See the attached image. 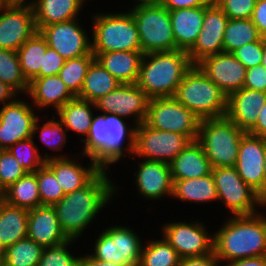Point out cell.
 I'll return each instance as SVG.
<instances>
[{"mask_svg": "<svg viewBox=\"0 0 266 266\" xmlns=\"http://www.w3.org/2000/svg\"><path fill=\"white\" fill-rule=\"evenodd\" d=\"M243 87L266 93V69L262 65L248 68Z\"/></svg>", "mask_w": 266, "mask_h": 266, "instance_id": "49", "label": "cell"}, {"mask_svg": "<svg viewBox=\"0 0 266 266\" xmlns=\"http://www.w3.org/2000/svg\"><path fill=\"white\" fill-rule=\"evenodd\" d=\"M66 135L63 130V125L61 122L49 120L47 121L40 131L41 141L47 145L51 150H59L62 144H65ZM61 146V147H60Z\"/></svg>", "mask_w": 266, "mask_h": 266, "instance_id": "47", "label": "cell"}, {"mask_svg": "<svg viewBox=\"0 0 266 266\" xmlns=\"http://www.w3.org/2000/svg\"><path fill=\"white\" fill-rule=\"evenodd\" d=\"M193 65L183 50L143 54L136 84L150 99L173 97Z\"/></svg>", "mask_w": 266, "mask_h": 266, "instance_id": "3", "label": "cell"}, {"mask_svg": "<svg viewBox=\"0 0 266 266\" xmlns=\"http://www.w3.org/2000/svg\"><path fill=\"white\" fill-rule=\"evenodd\" d=\"M79 266H122L114 262L101 261L93 258L91 255L82 257Z\"/></svg>", "mask_w": 266, "mask_h": 266, "instance_id": "55", "label": "cell"}, {"mask_svg": "<svg viewBox=\"0 0 266 266\" xmlns=\"http://www.w3.org/2000/svg\"><path fill=\"white\" fill-rule=\"evenodd\" d=\"M92 53L141 51L138 28L132 13L95 15Z\"/></svg>", "mask_w": 266, "mask_h": 266, "instance_id": "7", "label": "cell"}, {"mask_svg": "<svg viewBox=\"0 0 266 266\" xmlns=\"http://www.w3.org/2000/svg\"><path fill=\"white\" fill-rule=\"evenodd\" d=\"M76 19L43 27L39 32L47 45L56 50L64 59L78 58L92 52V43Z\"/></svg>", "mask_w": 266, "mask_h": 266, "instance_id": "16", "label": "cell"}, {"mask_svg": "<svg viewBox=\"0 0 266 266\" xmlns=\"http://www.w3.org/2000/svg\"><path fill=\"white\" fill-rule=\"evenodd\" d=\"M72 241L70 239L54 247H45L38 266H79L81 258L73 257L66 248Z\"/></svg>", "mask_w": 266, "mask_h": 266, "instance_id": "43", "label": "cell"}, {"mask_svg": "<svg viewBox=\"0 0 266 266\" xmlns=\"http://www.w3.org/2000/svg\"><path fill=\"white\" fill-rule=\"evenodd\" d=\"M261 65L266 69V38H263V56Z\"/></svg>", "mask_w": 266, "mask_h": 266, "instance_id": "58", "label": "cell"}, {"mask_svg": "<svg viewBox=\"0 0 266 266\" xmlns=\"http://www.w3.org/2000/svg\"><path fill=\"white\" fill-rule=\"evenodd\" d=\"M173 180L196 179L209 175L212 167L201 144L194 140L170 163Z\"/></svg>", "mask_w": 266, "mask_h": 266, "instance_id": "26", "label": "cell"}, {"mask_svg": "<svg viewBox=\"0 0 266 266\" xmlns=\"http://www.w3.org/2000/svg\"><path fill=\"white\" fill-rule=\"evenodd\" d=\"M121 84L95 59L88 68L78 98L94 103L100 97L117 89Z\"/></svg>", "mask_w": 266, "mask_h": 266, "instance_id": "31", "label": "cell"}, {"mask_svg": "<svg viewBox=\"0 0 266 266\" xmlns=\"http://www.w3.org/2000/svg\"><path fill=\"white\" fill-rule=\"evenodd\" d=\"M265 102V92L243 87L228 96L226 117L248 133L255 126Z\"/></svg>", "mask_w": 266, "mask_h": 266, "instance_id": "21", "label": "cell"}, {"mask_svg": "<svg viewBox=\"0 0 266 266\" xmlns=\"http://www.w3.org/2000/svg\"><path fill=\"white\" fill-rule=\"evenodd\" d=\"M218 264L219 260L213 252L199 257L181 258L179 266H218Z\"/></svg>", "mask_w": 266, "mask_h": 266, "instance_id": "52", "label": "cell"}, {"mask_svg": "<svg viewBox=\"0 0 266 266\" xmlns=\"http://www.w3.org/2000/svg\"><path fill=\"white\" fill-rule=\"evenodd\" d=\"M200 121L174 97H163L149 100L144 123L157 130L186 135L194 141L198 138Z\"/></svg>", "mask_w": 266, "mask_h": 266, "instance_id": "9", "label": "cell"}, {"mask_svg": "<svg viewBox=\"0 0 266 266\" xmlns=\"http://www.w3.org/2000/svg\"><path fill=\"white\" fill-rule=\"evenodd\" d=\"M106 175L102 169L87 185L65 194L53 205L61 229L69 239L78 238L112 197L114 186Z\"/></svg>", "mask_w": 266, "mask_h": 266, "instance_id": "1", "label": "cell"}, {"mask_svg": "<svg viewBox=\"0 0 266 266\" xmlns=\"http://www.w3.org/2000/svg\"><path fill=\"white\" fill-rule=\"evenodd\" d=\"M213 237V252L219 261L266 256V217H232Z\"/></svg>", "mask_w": 266, "mask_h": 266, "instance_id": "2", "label": "cell"}, {"mask_svg": "<svg viewBox=\"0 0 266 266\" xmlns=\"http://www.w3.org/2000/svg\"><path fill=\"white\" fill-rule=\"evenodd\" d=\"M28 212L0 198V240L5 247L27 238Z\"/></svg>", "mask_w": 266, "mask_h": 266, "instance_id": "30", "label": "cell"}, {"mask_svg": "<svg viewBox=\"0 0 266 266\" xmlns=\"http://www.w3.org/2000/svg\"><path fill=\"white\" fill-rule=\"evenodd\" d=\"M142 57L141 51H114L99 53L95 59L123 84L137 83Z\"/></svg>", "mask_w": 266, "mask_h": 266, "instance_id": "29", "label": "cell"}, {"mask_svg": "<svg viewBox=\"0 0 266 266\" xmlns=\"http://www.w3.org/2000/svg\"><path fill=\"white\" fill-rule=\"evenodd\" d=\"M64 59L56 50L48 47L44 56L43 67L34 78H43L51 75H58L65 64Z\"/></svg>", "mask_w": 266, "mask_h": 266, "instance_id": "48", "label": "cell"}, {"mask_svg": "<svg viewBox=\"0 0 266 266\" xmlns=\"http://www.w3.org/2000/svg\"><path fill=\"white\" fill-rule=\"evenodd\" d=\"M83 2L84 0H37L28 6L32 7L35 26L39 32L45 26L76 19Z\"/></svg>", "mask_w": 266, "mask_h": 266, "instance_id": "27", "label": "cell"}, {"mask_svg": "<svg viewBox=\"0 0 266 266\" xmlns=\"http://www.w3.org/2000/svg\"><path fill=\"white\" fill-rule=\"evenodd\" d=\"M139 193L149 199H158L164 194L172 195L173 179L170 164L145 160L136 175Z\"/></svg>", "mask_w": 266, "mask_h": 266, "instance_id": "25", "label": "cell"}, {"mask_svg": "<svg viewBox=\"0 0 266 266\" xmlns=\"http://www.w3.org/2000/svg\"><path fill=\"white\" fill-rule=\"evenodd\" d=\"M232 54L246 67V69L261 65L263 56V37L241 46L234 50Z\"/></svg>", "mask_w": 266, "mask_h": 266, "instance_id": "46", "label": "cell"}, {"mask_svg": "<svg viewBox=\"0 0 266 266\" xmlns=\"http://www.w3.org/2000/svg\"><path fill=\"white\" fill-rule=\"evenodd\" d=\"M229 19H251L256 0H213Z\"/></svg>", "mask_w": 266, "mask_h": 266, "instance_id": "45", "label": "cell"}, {"mask_svg": "<svg viewBox=\"0 0 266 266\" xmlns=\"http://www.w3.org/2000/svg\"><path fill=\"white\" fill-rule=\"evenodd\" d=\"M0 198L8 204L27 210L41 206L35 172H27L22 178L6 188Z\"/></svg>", "mask_w": 266, "mask_h": 266, "instance_id": "32", "label": "cell"}, {"mask_svg": "<svg viewBox=\"0 0 266 266\" xmlns=\"http://www.w3.org/2000/svg\"><path fill=\"white\" fill-rule=\"evenodd\" d=\"M266 140L246 133L240 142L235 169L241 179L261 197L264 194Z\"/></svg>", "mask_w": 266, "mask_h": 266, "instance_id": "15", "label": "cell"}, {"mask_svg": "<svg viewBox=\"0 0 266 266\" xmlns=\"http://www.w3.org/2000/svg\"><path fill=\"white\" fill-rule=\"evenodd\" d=\"M2 6H5V5L3 4L2 0H0V8H1Z\"/></svg>", "mask_w": 266, "mask_h": 266, "instance_id": "63", "label": "cell"}, {"mask_svg": "<svg viewBox=\"0 0 266 266\" xmlns=\"http://www.w3.org/2000/svg\"><path fill=\"white\" fill-rule=\"evenodd\" d=\"M44 247L28 237L6 247L2 266H38Z\"/></svg>", "mask_w": 266, "mask_h": 266, "instance_id": "37", "label": "cell"}, {"mask_svg": "<svg viewBox=\"0 0 266 266\" xmlns=\"http://www.w3.org/2000/svg\"><path fill=\"white\" fill-rule=\"evenodd\" d=\"M164 238L180 258L213 253L214 237H209L202 224L169 223L163 228Z\"/></svg>", "mask_w": 266, "mask_h": 266, "instance_id": "17", "label": "cell"}, {"mask_svg": "<svg viewBox=\"0 0 266 266\" xmlns=\"http://www.w3.org/2000/svg\"><path fill=\"white\" fill-rule=\"evenodd\" d=\"M17 94L10 86L0 81V103H4V101L11 99Z\"/></svg>", "mask_w": 266, "mask_h": 266, "instance_id": "56", "label": "cell"}, {"mask_svg": "<svg viewBox=\"0 0 266 266\" xmlns=\"http://www.w3.org/2000/svg\"><path fill=\"white\" fill-rule=\"evenodd\" d=\"M94 60L95 56L91 52L89 55L66 60L60 69L58 76L75 97L79 96L88 68Z\"/></svg>", "mask_w": 266, "mask_h": 266, "instance_id": "39", "label": "cell"}, {"mask_svg": "<svg viewBox=\"0 0 266 266\" xmlns=\"http://www.w3.org/2000/svg\"><path fill=\"white\" fill-rule=\"evenodd\" d=\"M0 81L10 86L16 93L28 91L29 81L23 74L16 51L0 48Z\"/></svg>", "mask_w": 266, "mask_h": 266, "instance_id": "38", "label": "cell"}, {"mask_svg": "<svg viewBox=\"0 0 266 266\" xmlns=\"http://www.w3.org/2000/svg\"><path fill=\"white\" fill-rule=\"evenodd\" d=\"M210 1L211 0H161L160 4L171 11L206 6Z\"/></svg>", "mask_w": 266, "mask_h": 266, "instance_id": "51", "label": "cell"}, {"mask_svg": "<svg viewBox=\"0 0 266 266\" xmlns=\"http://www.w3.org/2000/svg\"><path fill=\"white\" fill-rule=\"evenodd\" d=\"M251 20L259 35L266 38V0H256Z\"/></svg>", "mask_w": 266, "mask_h": 266, "instance_id": "50", "label": "cell"}, {"mask_svg": "<svg viewBox=\"0 0 266 266\" xmlns=\"http://www.w3.org/2000/svg\"><path fill=\"white\" fill-rule=\"evenodd\" d=\"M150 98L136 83H123L94 102L95 108L120 117L136 115V126L146 119Z\"/></svg>", "mask_w": 266, "mask_h": 266, "instance_id": "14", "label": "cell"}, {"mask_svg": "<svg viewBox=\"0 0 266 266\" xmlns=\"http://www.w3.org/2000/svg\"><path fill=\"white\" fill-rule=\"evenodd\" d=\"M27 94L31 95L37 106L53 105L57 111L75 98L58 75L33 78L29 82Z\"/></svg>", "mask_w": 266, "mask_h": 266, "instance_id": "28", "label": "cell"}, {"mask_svg": "<svg viewBox=\"0 0 266 266\" xmlns=\"http://www.w3.org/2000/svg\"><path fill=\"white\" fill-rule=\"evenodd\" d=\"M2 2L5 6H28L24 3L25 0H2Z\"/></svg>", "mask_w": 266, "mask_h": 266, "instance_id": "57", "label": "cell"}, {"mask_svg": "<svg viewBox=\"0 0 266 266\" xmlns=\"http://www.w3.org/2000/svg\"><path fill=\"white\" fill-rule=\"evenodd\" d=\"M90 105L95 107L93 102L75 97L60 108L57 113L65 130L70 129L87 137L93 120Z\"/></svg>", "mask_w": 266, "mask_h": 266, "instance_id": "34", "label": "cell"}, {"mask_svg": "<svg viewBox=\"0 0 266 266\" xmlns=\"http://www.w3.org/2000/svg\"><path fill=\"white\" fill-rule=\"evenodd\" d=\"M260 204H262V206H263L264 204L266 205V192L261 196Z\"/></svg>", "mask_w": 266, "mask_h": 266, "instance_id": "62", "label": "cell"}, {"mask_svg": "<svg viewBox=\"0 0 266 266\" xmlns=\"http://www.w3.org/2000/svg\"><path fill=\"white\" fill-rule=\"evenodd\" d=\"M48 47L46 39L37 31L17 50L23 74L29 82L43 67Z\"/></svg>", "mask_w": 266, "mask_h": 266, "instance_id": "35", "label": "cell"}, {"mask_svg": "<svg viewBox=\"0 0 266 266\" xmlns=\"http://www.w3.org/2000/svg\"><path fill=\"white\" fill-rule=\"evenodd\" d=\"M129 130V131H128ZM126 128L123 119L116 114L104 113L93 117L89 133L85 140L84 156L88 155L102 169L105 165L116 163L123 154L122 142L128 135V150L134 151L135 130Z\"/></svg>", "mask_w": 266, "mask_h": 266, "instance_id": "4", "label": "cell"}, {"mask_svg": "<svg viewBox=\"0 0 266 266\" xmlns=\"http://www.w3.org/2000/svg\"><path fill=\"white\" fill-rule=\"evenodd\" d=\"M30 105L14 100L0 110V148L9 149L21 140L34 137L38 129L37 118Z\"/></svg>", "mask_w": 266, "mask_h": 266, "instance_id": "13", "label": "cell"}, {"mask_svg": "<svg viewBox=\"0 0 266 266\" xmlns=\"http://www.w3.org/2000/svg\"><path fill=\"white\" fill-rule=\"evenodd\" d=\"M264 193L266 192V151H265V158H264Z\"/></svg>", "mask_w": 266, "mask_h": 266, "instance_id": "61", "label": "cell"}, {"mask_svg": "<svg viewBox=\"0 0 266 266\" xmlns=\"http://www.w3.org/2000/svg\"><path fill=\"white\" fill-rule=\"evenodd\" d=\"M0 48L16 51L36 32L31 6H2Z\"/></svg>", "mask_w": 266, "mask_h": 266, "instance_id": "18", "label": "cell"}, {"mask_svg": "<svg viewBox=\"0 0 266 266\" xmlns=\"http://www.w3.org/2000/svg\"><path fill=\"white\" fill-rule=\"evenodd\" d=\"M45 164L54 172L64 194L81 189L102 170L92 159L88 169L62 156H51Z\"/></svg>", "mask_w": 266, "mask_h": 266, "instance_id": "24", "label": "cell"}, {"mask_svg": "<svg viewBox=\"0 0 266 266\" xmlns=\"http://www.w3.org/2000/svg\"><path fill=\"white\" fill-rule=\"evenodd\" d=\"M248 133L266 140V102L260 110L255 126Z\"/></svg>", "mask_w": 266, "mask_h": 266, "instance_id": "53", "label": "cell"}, {"mask_svg": "<svg viewBox=\"0 0 266 266\" xmlns=\"http://www.w3.org/2000/svg\"><path fill=\"white\" fill-rule=\"evenodd\" d=\"M190 142L186 135L157 130L143 122L136 126L133 153L147 160L170 164Z\"/></svg>", "mask_w": 266, "mask_h": 266, "instance_id": "10", "label": "cell"}, {"mask_svg": "<svg viewBox=\"0 0 266 266\" xmlns=\"http://www.w3.org/2000/svg\"><path fill=\"white\" fill-rule=\"evenodd\" d=\"M183 201L208 202L218 199V193L212 173L185 180H173L172 195Z\"/></svg>", "mask_w": 266, "mask_h": 266, "instance_id": "33", "label": "cell"}, {"mask_svg": "<svg viewBox=\"0 0 266 266\" xmlns=\"http://www.w3.org/2000/svg\"><path fill=\"white\" fill-rule=\"evenodd\" d=\"M26 173L10 151L3 150L0 157V195Z\"/></svg>", "mask_w": 266, "mask_h": 266, "instance_id": "44", "label": "cell"}, {"mask_svg": "<svg viewBox=\"0 0 266 266\" xmlns=\"http://www.w3.org/2000/svg\"><path fill=\"white\" fill-rule=\"evenodd\" d=\"M261 36L251 19H229L223 38V52L232 53L241 46L258 41Z\"/></svg>", "mask_w": 266, "mask_h": 266, "instance_id": "36", "label": "cell"}, {"mask_svg": "<svg viewBox=\"0 0 266 266\" xmlns=\"http://www.w3.org/2000/svg\"><path fill=\"white\" fill-rule=\"evenodd\" d=\"M32 138L18 141L7 149L26 172H36L49 157L46 154L44 158H41Z\"/></svg>", "mask_w": 266, "mask_h": 266, "instance_id": "41", "label": "cell"}, {"mask_svg": "<svg viewBox=\"0 0 266 266\" xmlns=\"http://www.w3.org/2000/svg\"><path fill=\"white\" fill-rule=\"evenodd\" d=\"M228 20L215 2L205 10L200 34L194 46L187 52L194 65L207 56L223 52V38Z\"/></svg>", "mask_w": 266, "mask_h": 266, "instance_id": "20", "label": "cell"}, {"mask_svg": "<svg viewBox=\"0 0 266 266\" xmlns=\"http://www.w3.org/2000/svg\"><path fill=\"white\" fill-rule=\"evenodd\" d=\"M227 264L226 266H266V256L244 258Z\"/></svg>", "mask_w": 266, "mask_h": 266, "instance_id": "54", "label": "cell"}, {"mask_svg": "<svg viewBox=\"0 0 266 266\" xmlns=\"http://www.w3.org/2000/svg\"><path fill=\"white\" fill-rule=\"evenodd\" d=\"M211 173L218 200H224L235 216L256 214L254 207L260 204L261 197L241 179L235 167H216Z\"/></svg>", "mask_w": 266, "mask_h": 266, "instance_id": "12", "label": "cell"}, {"mask_svg": "<svg viewBox=\"0 0 266 266\" xmlns=\"http://www.w3.org/2000/svg\"><path fill=\"white\" fill-rule=\"evenodd\" d=\"M180 257L177 251L163 240L148 243L141 252V266H179Z\"/></svg>", "mask_w": 266, "mask_h": 266, "instance_id": "40", "label": "cell"}, {"mask_svg": "<svg viewBox=\"0 0 266 266\" xmlns=\"http://www.w3.org/2000/svg\"><path fill=\"white\" fill-rule=\"evenodd\" d=\"M200 120L226 116L228 96L197 65L186 73L173 96Z\"/></svg>", "mask_w": 266, "mask_h": 266, "instance_id": "5", "label": "cell"}, {"mask_svg": "<svg viewBox=\"0 0 266 266\" xmlns=\"http://www.w3.org/2000/svg\"><path fill=\"white\" fill-rule=\"evenodd\" d=\"M138 4H160L161 0H138Z\"/></svg>", "mask_w": 266, "mask_h": 266, "instance_id": "60", "label": "cell"}, {"mask_svg": "<svg viewBox=\"0 0 266 266\" xmlns=\"http://www.w3.org/2000/svg\"><path fill=\"white\" fill-rule=\"evenodd\" d=\"M27 237L44 248L70 240L61 229L54 207L48 205L29 210Z\"/></svg>", "mask_w": 266, "mask_h": 266, "instance_id": "22", "label": "cell"}, {"mask_svg": "<svg viewBox=\"0 0 266 266\" xmlns=\"http://www.w3.org/2000/svg\"><path fill=\"white\" fill-rule=\"evenodd\" d=\"M131 13L143 54L176 50L168 9L161 4H137Z\"/></svg>", "mask_w": 266, "mask_h": 266, "instance_id": "8", "label": "cell"}, {"mask_svg": "<svg viewBox=\"0 0 266 266\" xmlns=\"http://www.w3.org/2000/svg\"><path fill=\"white\" fill-rule=\"evenodd\" d=\"M245 134L225 116L201 120L197 141L201 144L212 169L234 167L240 142Z\"/></svg>", "mask_w": 266, "mask_h": 266, "instance_id": "6", "label": "cell"}, {"mask_svg": "<svg viewBox=\"0 0 266 266\" xmlns=\"http://www.w3.org/2000/svg\"><path fill=\"white\" fill-rule=\"evenodd\" d=\"M93 258L114 262L122 266H135L140 262L142 244L136 233L127 227H110L96 240Z\"/></svg>", "mask_w": 266, "mask_h": 266, "instance_id": "11", "label": "cell"}, {"mask_svg": "<svg viewBox=\"0 0 266 266\" xmlns=\"http://www.w3.org/2000/svg\"><path fill=\"white\" fill-rule=\"evenodd\" d=\"M213 2L211 0L206 6L169 11L176 50L188 52L194 46L202 29L205 10Z\"/></svg>", "mask_w": 266, "mask_h": 266, "instance_id": "23", "label": "cell"}, {"mask_svg": "<svg viewBox=\"0 0 266 266\" xmlns=\"http://www.w3.org/2000/svg\"><path fill=\"white\" fill-rule=\"evenodd\" d=\"M227 96L243 88L246 67L232 53H218L196 64Z\"/></svg>", "mask_w": 266, "mask_h": 266, "instance_id": "19", "label": "cell"}, {"mask_svg": "<svg viewBox=\"0 0 266 266\" xmlns=\"http://www.w3.org/2000/svg\"><path fill=\"white\" fill-rule=\"evenodd\" d=\"M35 174L42 205L53 206L65 196L54 172L46 164L40 167Z\"/></svg>", "mask_w": 266, "mask_h": 266, "instance_id": "42", "label": "cell"}, {"mask_svg": "<svg viewBox=\"0 0 266 266\" xmlns=\"http://www.w3.org/2000/svg\"><path fill=\"white\" fill-rule=\"evenodd\" d=\"M5 250H6V247L3 245V243L0 240V266L3 265V261L5 257Z\"/></svg>", "mask_w": 266, "mask_h": 266, "instance_id": "59", "label": "cell"}]
</instances>
